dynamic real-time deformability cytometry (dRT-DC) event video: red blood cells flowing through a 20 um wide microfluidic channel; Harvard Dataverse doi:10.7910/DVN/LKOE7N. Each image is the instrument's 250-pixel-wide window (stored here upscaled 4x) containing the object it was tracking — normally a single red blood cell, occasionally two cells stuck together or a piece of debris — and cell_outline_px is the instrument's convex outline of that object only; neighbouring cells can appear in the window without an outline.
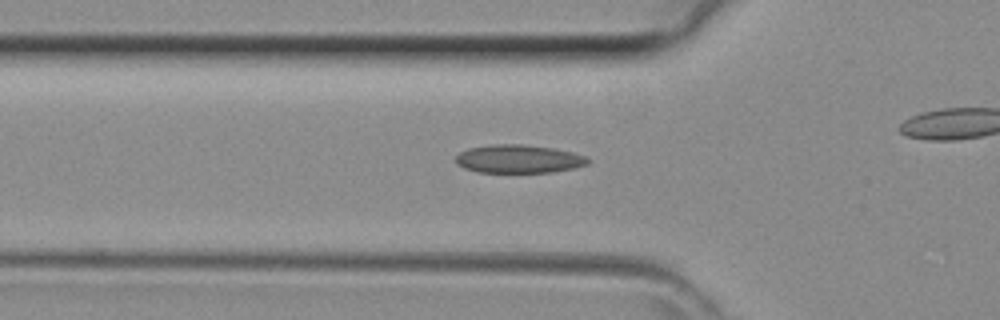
{"species": "common noctule bat (a hibernating species)", "species_latin": "Nyctalus noctula", "temperature_condition": "room temperature", "stored_images_in_passage": 33, "camera_frame_rate_fps": 3000, "um_per_image_px": 0.085, "animal": {"sex": "female", "body_mass_g": 29.2, "forearm_length_mm": 56.3}, "frame": {"image": 1, "passage_image": 13, "time_ms": 4.0, "image_size_px": [1000, 320], "cell_outline_px": [[592, 160], [588, 164], [572, 168], [552, 172], [476, 172], [464, 168], [456, 164], [456, 156], [460, 152], [468, 148], [492, 144], [520, 144], [552, 148], [572, 152], [584, 156]], "centroid_in_image_um": [44.06, 13.51], "position_along_channel_um": 81.7, "area_um2": 21.73}}
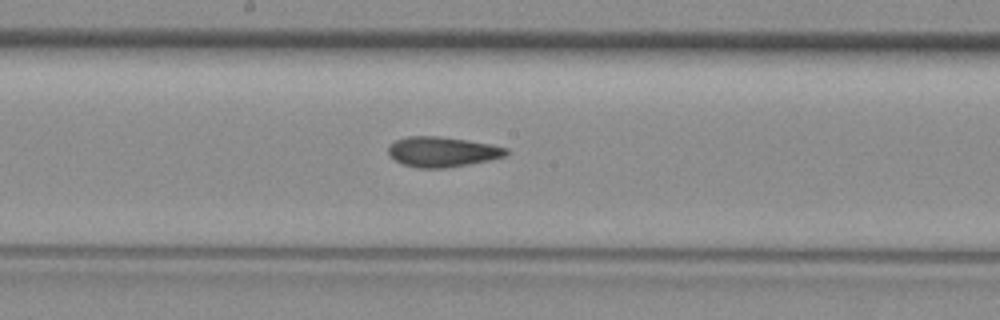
{"frame": {"image": 2, "passage_image": 21, "time_ms": 6.667, "image_size_px": [1000, 320], "cell_outline_px": [[508, 152], [504, 156], [488, 160], [468, 164], [444, 168], [416, 168], [404, 164], [396, 160], [388, 152], [388, 144], [396, 140], [408, 136], [440, 136], [492, 144], [508, 148]], "centroid_in_image_um": [37.58, 12.89], "position_along_channel_um": 210.6, "area_um2": 20.58}}
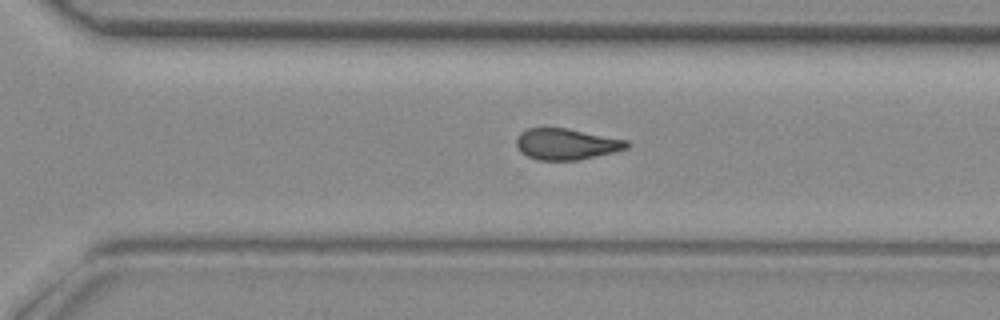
{"frame": {"image": 3, "passage_image": 28, "time_ms": 9.0, "image_size_px": [1000, 320], "cell_outline_px": [[632, 144], [628, 148], [612, 152], [576, 160], [540, 160], [528, 156], [520, 152], [516, 148], [516, 136], [520, 132], [528, 128], [568, 128], [628, 140]], "centroid_in_image_um": [48.12, 12.23], "position_along_channel_um": 322.5, "area_um2": 20.11}}